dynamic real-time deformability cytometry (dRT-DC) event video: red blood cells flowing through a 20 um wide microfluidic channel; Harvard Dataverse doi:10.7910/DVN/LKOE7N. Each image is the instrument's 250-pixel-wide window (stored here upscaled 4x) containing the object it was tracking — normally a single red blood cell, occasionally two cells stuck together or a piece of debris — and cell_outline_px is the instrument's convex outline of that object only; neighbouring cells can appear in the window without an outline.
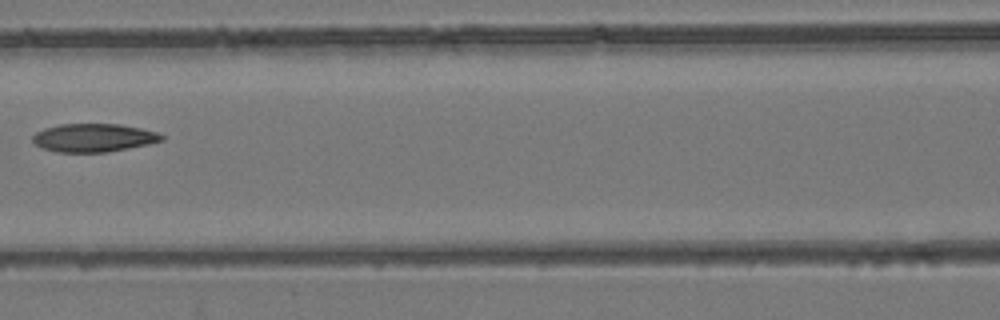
{"species": "common noctule bat (a hibernating species)", "species_latin": "Nyctalus noctula", "temperature_condition": "room temperature", "stored_images_in_passage": 7, "camera_frame_rate_fps": 3000, "um_per_image_px": 0.085, "animal": {"sex": "female", "body_mass_g": 24.6, "forearm_length_mm": 56.2}, "frame": {"image": 1, "passage_image": 7, "time_ms": 2.0, "image_size_px": [1000, 320], "cell_outline_px": [[164, 140], [148, 144], [104, 152], [56, 152], [44, 148], [36, 144], [32, 140], [32, 136], [36, 132], [44, 128], [60, 124], [120, 124], [160, 132], [164, 136]], "centroid_in_image_um": [7.97, 11.7], "position_along_channel_um": 158.6, "area_um2": 21.15}}